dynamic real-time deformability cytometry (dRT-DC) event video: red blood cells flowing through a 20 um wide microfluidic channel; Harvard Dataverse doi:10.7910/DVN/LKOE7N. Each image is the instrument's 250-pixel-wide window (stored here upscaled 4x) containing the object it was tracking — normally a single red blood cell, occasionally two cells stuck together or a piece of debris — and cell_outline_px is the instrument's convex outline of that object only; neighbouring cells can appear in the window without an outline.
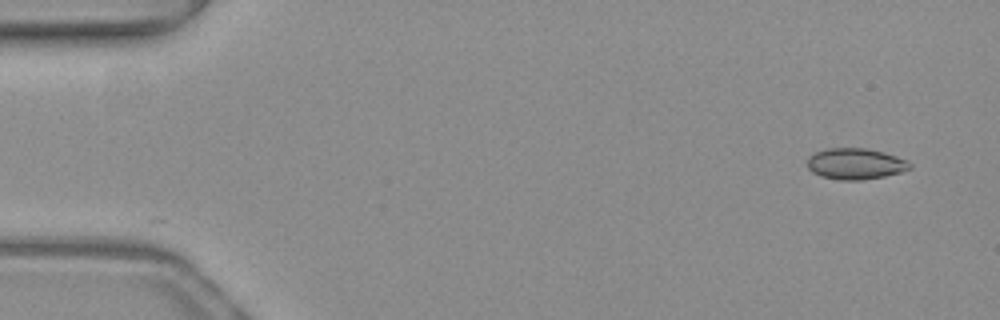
{"species": "common noctule bat (a hibernating species)", "species_latin": "Nyctalus noctula", "temperature_condition": "warm", "stored_images_in_passage": 49, "camera_frame_rate_fps": 3000, "um_per_image_px": 0.085, "animal": {"sex": "female", "body_mass_g": 19.3, "forearm_length_mm": 54.1}, "frame": {"image": 1, "passage_image": 1, "time_ms": 0.0, "image_size_px": [1000, 320], "cell_outline_px": [[912, 168], [900, 172], [884, 176], [860, 180], [840, 180], [820, 176], [812, 172], [808, 168], [808, 156], [816, 152], [828, 148], [864, 148], [884, 152], [908, 160], [912, 164]], "centroid_in_image_um": [72.72, 13.92], "position_along_channel_um": 12.3, "area_um2": 18.61}}
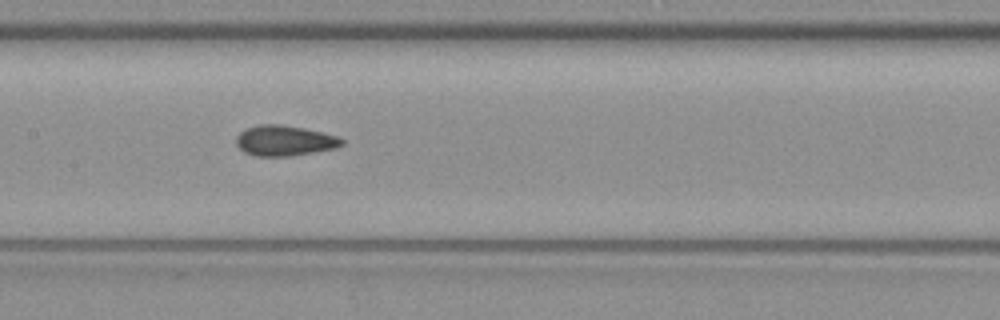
{"frame": {"image": 2, "passage_image": 23, "time_ms": 7.333, "image_size_px": [1000, 320], "cell_outline_px": [[344, 144], [336, 148], [292, 156], [256, 156], [244, 152], [236, 144], [236, 136], [240, 132], [248, 128], [260, 124], [280, 124], [304, 128], [336, 136], [344, 140]], "centroid_in_image_um": [24.18, 11.96], "position_along_channel_um": 183.2, "area_um2": 18.67}}
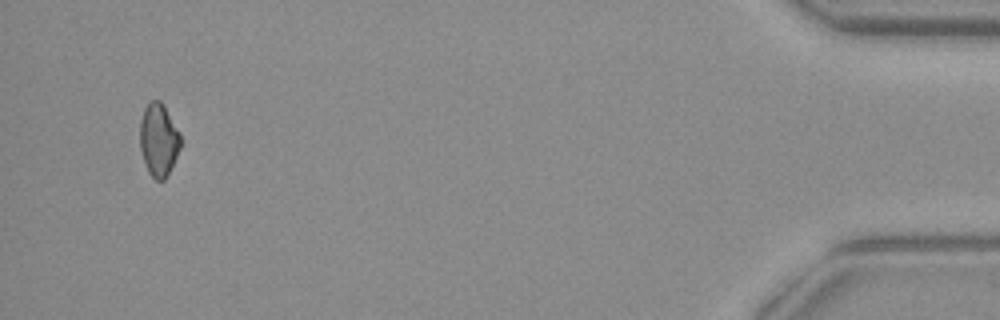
{"frame": {"image": 3, "passage_image": 47, "time_ms": 15.333, "image_size_px": [1000, 320], "cell_outline_px": [[180, 148], [164, 180], [156, 180], [148, 172], [140, 152], [140, 120], [144, 108], [152, 100], [160, 100], [164, 104], [180, 132]], "centroid_in_image_um": [13.47, 11.85], "position_along_channel_um": 421.7, "area_um2": 17.22}, "authors_computed_cell_mechanics": {"area_um2": 18.4382, "velocity_mm_per_s": 4.0302, "shape_relaxation_time_tau1_ms": null, "shape_relaxation_time_tau2_ms": 2.1581, "deformation_change_tau1": null, "deformation_change_tau2": 0.062}}